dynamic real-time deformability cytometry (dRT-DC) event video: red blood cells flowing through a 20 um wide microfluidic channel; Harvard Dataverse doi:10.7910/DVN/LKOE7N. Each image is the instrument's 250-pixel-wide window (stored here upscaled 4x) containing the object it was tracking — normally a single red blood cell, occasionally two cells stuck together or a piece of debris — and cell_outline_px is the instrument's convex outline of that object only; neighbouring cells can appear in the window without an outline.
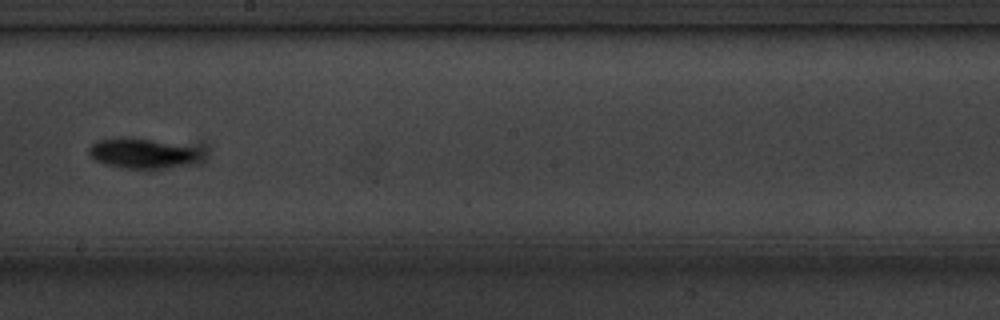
{"species": "common noctule bat (a hibernating species)", "species_latin": "Nyctalus noctula", "temperature_condition": "cold", "stored_images_in_passage": 10, "camera_frame_rate_fps": 3000, "um_per_image_px": 0.085, "animal": {"sex": "male", "body_mass_g": 20.1, "forearm_length_mm": 53.5}, "frame": {"image": 1, "passage_image": 9, "time_ms": 10.333, "image_size_px": [1000, 320], "cell_outline_px": [[200, 156], [196, 160], [188, 164], [152, 172], [148, 172], [124, 168], [104, 164], [96, 160], [88, 152], [88, 148], [92, 144], [100, 140], [148, 140], [196, 148]], "centroid_in_image_um": [12.1, 13.14], "position_along_channel_um": 236.1, "area_um2": 19.13}}